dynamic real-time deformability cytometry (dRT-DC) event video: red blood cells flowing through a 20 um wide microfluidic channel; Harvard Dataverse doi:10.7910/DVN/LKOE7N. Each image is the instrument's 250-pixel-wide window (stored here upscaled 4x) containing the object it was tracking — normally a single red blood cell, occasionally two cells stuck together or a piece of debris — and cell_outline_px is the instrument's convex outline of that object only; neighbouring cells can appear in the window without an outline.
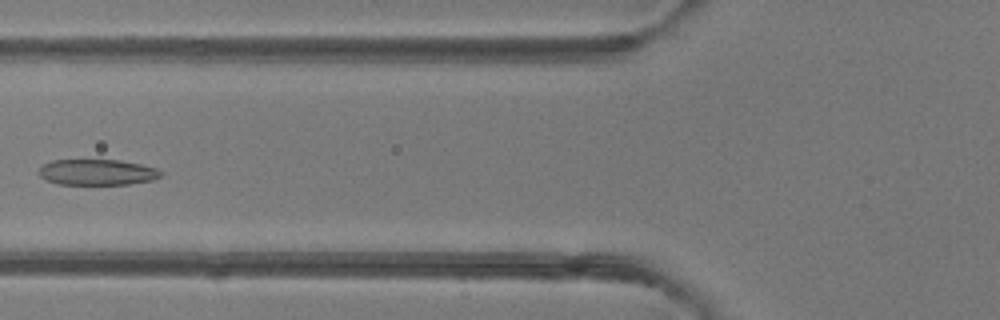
{"species": "common noctule bat (a hibernating species)", "species_latin": "Nyctalus noctula", "temperature_condition": "room temperature", "stored_images_in_passage": 5, "camera_frame_rate_fps": 3000, "um_per_image_px": 0.085, "animal": {"sex": "female"}, "frame": {"image": 1, "passage_image": 5, "time_ms": 5.333, "image_size_px": [1000, 320], "cell_outline_px": [[164, 172], [160, 176], [152, 180], [128, 184], [60, 184], [48, 180], [40, 176], [40, 168], [44, 164], [52, 160], [120, 160], [140, 164], [156, 168]], "centroid_in_image_um": [8.29, 14.63], "position_along_channel_um": 117.5, "area_um2": 18.15}}